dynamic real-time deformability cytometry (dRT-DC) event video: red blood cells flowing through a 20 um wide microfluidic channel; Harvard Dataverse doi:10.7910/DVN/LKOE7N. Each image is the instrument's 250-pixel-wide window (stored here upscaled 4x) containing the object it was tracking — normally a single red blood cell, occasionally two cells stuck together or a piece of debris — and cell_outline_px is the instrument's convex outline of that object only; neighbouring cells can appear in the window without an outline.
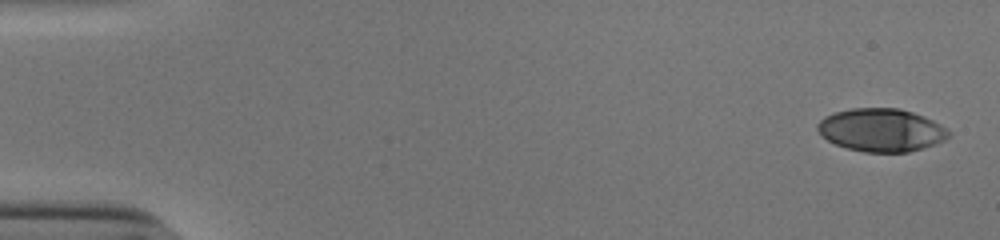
{"species": "human", "species_latin": "Homo sapiens", "temperature_condition": "cold", "stored_images_in_passage": 52, "camera_frame_rate_fps": 3000, "um_per_image_px": 0.085, "donor": {"sex": "male"}, "frame": {"image": 1, "passage_image": 1, "time_ms": 0.0, "image_size_px": [1000, 240], "cell_outline_px": [[952, 132], [944, 140], [936, 144], [908, 152], [864, 152], [848, 148], [836, 144], [828, 140], [816, 128], [816, 124], [824, 116], [836, 112], [852, 108], [900, 108], [924, 116], [948, 128]], "centroid_in_image_um": [74.93, 11.05], "position_along_channel_um": 10.1, "area_um2": 32.83}}
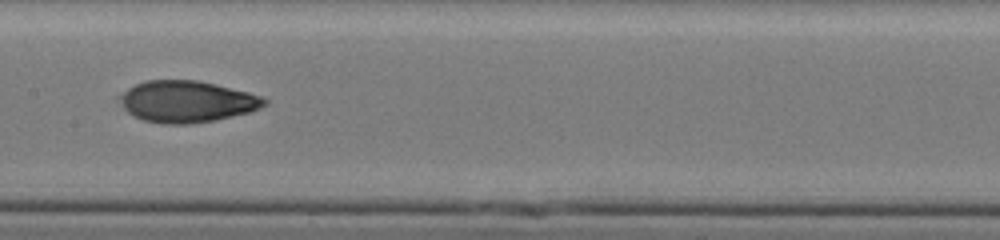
{"frame": {"image": 2, "passage_image": 27, "time_ms": 8.667, "image_size_px": [1000, 240], "cell_outline_px": [[268, 104], [260, 108], [248, 112], [216, 120], [188, 124], [164, 124], [144, 120], [128, 112], [124, 108], [124, 92], [128, 88], [144, 80], [196, 80], [216, 84], [264, 96], [268, 100]], "centroid_in_image_um": [15.97, 8.63], "position_along_channel_um": 191.4, "area_um2": 34.62}}
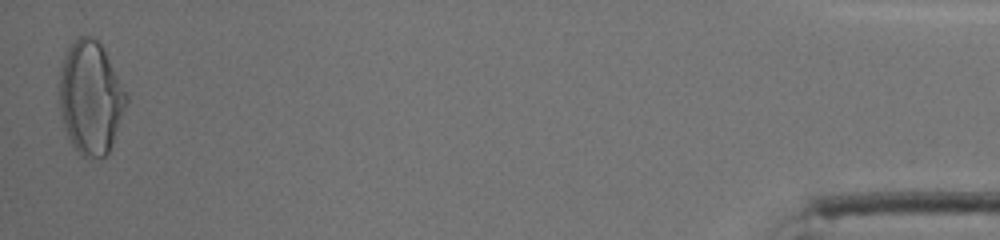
{"frame": {"image": 3, "passage_image": 52, "time_ms": 17.0, "image_size_px": [1000, 240], "cell_outline_px": [[128, 100], [112, 144], [108, 152], [104, 156], [80, 156], [72, 144], [68, 136], [64, 124], [56, 92], [60, 72], [68, 48], [80, 36], [92, 36], [100, 44], [128, 96]], "centroid_in_image_um": [7.67, 8.31], "position_along_channel_um": 427.5, "area_um2": 43.52}, "authors_computed_cell_mechanics": {"area_um2": 34.5066, "velocity_mm_per_s": 3.8678, "shape_relaxation_time_tau1_ms": 4.7981, "shape_relaxation_time_tau2_ms": 1.2005, "deformation_change_tau1": 0.1927, "deformation_change_tau2": 0.0643}}